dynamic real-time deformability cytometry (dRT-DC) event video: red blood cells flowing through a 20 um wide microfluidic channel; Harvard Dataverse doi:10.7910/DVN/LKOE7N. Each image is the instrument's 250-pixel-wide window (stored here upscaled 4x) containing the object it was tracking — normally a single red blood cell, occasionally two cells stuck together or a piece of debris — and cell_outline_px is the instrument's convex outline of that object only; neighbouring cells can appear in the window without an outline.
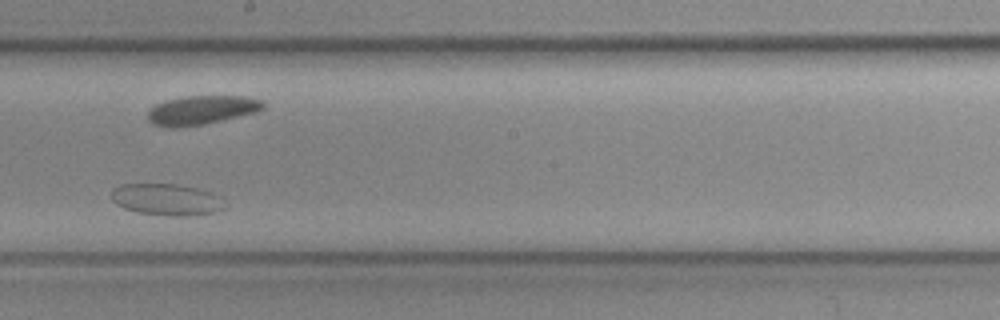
{"species": "common noctule bat (a hibernating species)", "species_latin": "Nyctalus noctula", "temperature_condition": "cold", "stored_images_in_passage": 9, "camera_frame_rate_fps": 3000, "um_per_image_px": 0.085, "animal": {"sex": "female", "body_mass_g": 19.3, "forearm_length_mm": 54.1}, "frame": {"image": 1, "passage_image": 8, "time_ms": 2.333, "image_size_px": [1000, 320], "cell_outline_px": [[224, 208], [216, 212], [192, 216], [164, 216], [136, 212], [124, 208], [116, 204], [112, 200], [112, 188], [120, 184], [176, 184], [196, 188], [208, 192], [216, 196]], "centroid_in_image_um": [14.07, 16.97], "position_along_channel_um": 234.1, "area_um2": 20.75}}